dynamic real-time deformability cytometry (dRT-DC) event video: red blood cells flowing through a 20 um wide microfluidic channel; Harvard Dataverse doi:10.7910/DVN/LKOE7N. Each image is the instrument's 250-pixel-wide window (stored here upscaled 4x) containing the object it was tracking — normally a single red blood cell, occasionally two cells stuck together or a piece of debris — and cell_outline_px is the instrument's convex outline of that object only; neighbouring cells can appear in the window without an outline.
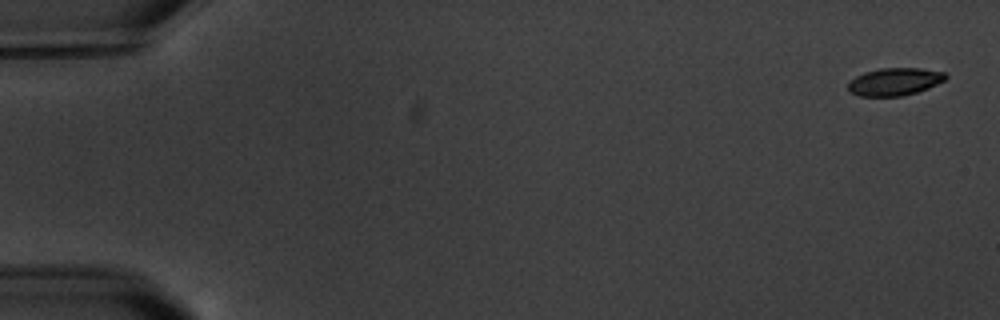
{"species": "common noctule bat (a hibernating species)", "species_latin": "Nyctalus noctula", "temperature_condition": "warm", "stored_images_in_passage": 3, "camera_frame_rate_fps": 3000, "um_per_image_px": 0.085, "animal": {"sex": "male", "body_mass_g": 20.1, "forearm_length_mm": 53.5}, "frame": {"image": 1, "passage_image": 1, "time_ms": 0.0, "image_size_px": [1000, 320], "cell_outline_px": [[948, 76], [944, 80], [928, 88], [916, 92], [900, 96], [860, 96], [848, 92], [848, 84], [856, 76], [864, 72], [880, 68], [920, 68], [944, 72]], "centroid_in_image_um": [76.02, 6.94], "position_along_channel_um": 9.0, "area_um2": 15.61}}